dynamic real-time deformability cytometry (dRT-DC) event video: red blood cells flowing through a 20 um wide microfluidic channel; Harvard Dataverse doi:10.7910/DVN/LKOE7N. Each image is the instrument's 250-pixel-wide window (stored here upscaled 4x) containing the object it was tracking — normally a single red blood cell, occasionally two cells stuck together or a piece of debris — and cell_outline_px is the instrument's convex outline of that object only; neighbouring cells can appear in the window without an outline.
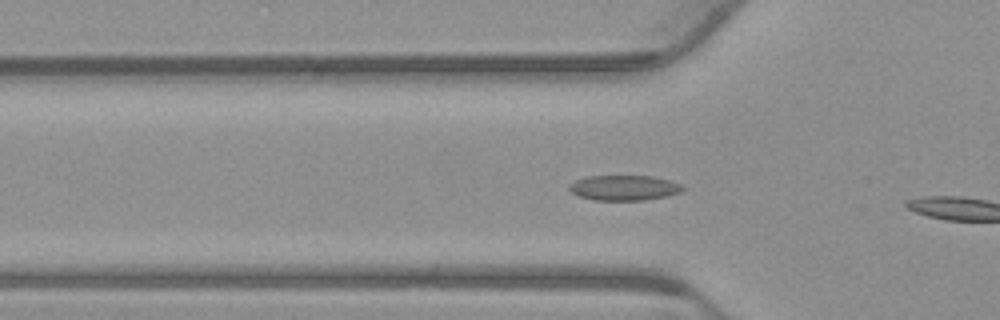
{"species": "common noctule bat (a hibernating species)", "species_latin": "Nyctalus noctula", "temperature_condition": "warm", "stored_images_in_passage": 11, "camera_frame_rate_fps": 3000, "um_per_image_px": 0.085, "animal": {"sex": "male", "body_mass_g": 23.1, "forearm_length_mm": 52.7}, "frame": {"image": 1, "passage_image": 10, "time_ms": 3.0, "image_size_px": [1000, 320], "cell_outline_px": [[684, 188], [680, 192], [668, 196], [644, 200], [592, 200], [580, 196], [572, 192], [568, 188], [576, 180], [588, 176], [652, 176], [668, 180], [680, 184]], "centroid_in_image_um": [53.06, 15.97], "position_along_channel_um": 72.7, "area_um2": 16.47}}